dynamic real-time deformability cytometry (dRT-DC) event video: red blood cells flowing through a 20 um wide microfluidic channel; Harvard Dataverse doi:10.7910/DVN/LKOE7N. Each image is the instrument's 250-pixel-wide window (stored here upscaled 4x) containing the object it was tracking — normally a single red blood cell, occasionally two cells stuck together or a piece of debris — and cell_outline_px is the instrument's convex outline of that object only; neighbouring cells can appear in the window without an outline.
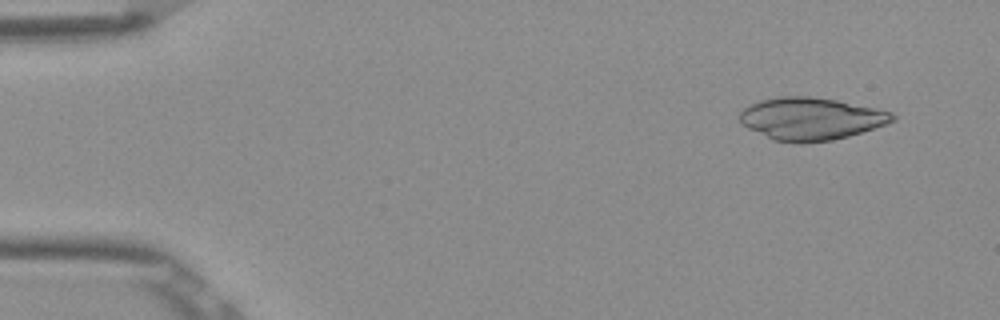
{"species": "Egyptian fruit bat (a non-hibernating species)", "species_latin": "Rousettus aegyptiacus", "temperature_condition": "room temperature", "stored_images_in_passage": 5, "camera_frame_rate_fps": 3000, "um_per_image_px": 0.085, "frame": {"image": 1, "passage_image": 2, "time_ms": 0.333, "image_size_px": [1000, 320], "cell_outline_px": [[896, 120], [848, 136], [832, 140], [804, 144], [800, 144], [772, 140], [740, 124], [740, 112], [744, 108], [760, 100], [780, 96], [808, 96], [836, 100], [892, 112], [896, 116]], "centroid_in_image_um": [68.88, 10.1], "position_along_channel_um": 16.1, "area_um2": 37.69}}